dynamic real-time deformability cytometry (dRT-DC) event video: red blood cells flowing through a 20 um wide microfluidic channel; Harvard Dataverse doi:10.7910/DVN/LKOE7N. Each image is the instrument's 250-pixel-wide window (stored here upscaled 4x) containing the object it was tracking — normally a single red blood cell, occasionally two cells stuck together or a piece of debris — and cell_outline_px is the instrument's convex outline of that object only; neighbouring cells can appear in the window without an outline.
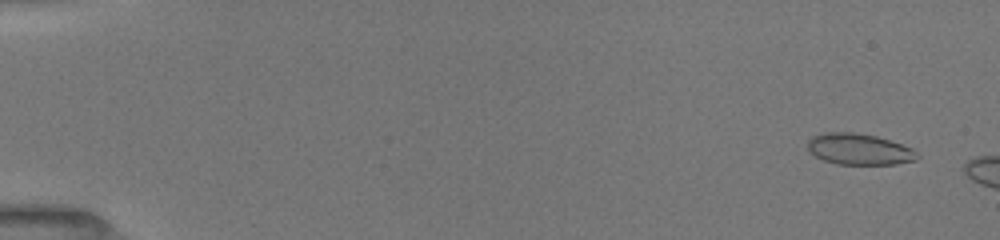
{"species": "common noctule bat (a hibernating species)", "species_latin": "Nyctalus noctula", "temperature_condition": "room temperature", "stored_images_in_passage": 12, "camera_frame_rate_fps": 3000, "um_per_image_px": 0.085, "animal": {"sex": "female", "body_mass_g": 19.5, "forearm_length_mm": 54.1}, "frame": {"image": 1, "passage_image": 3, "time_ms": 0.667, "image_size_px": [1000, 240], "cell_outline_px": [[920, 156], [916, 160], [896, 164], [836, 164], [824, 160], [816, 156], [808, 148], [808, 140], [812, 136], [824, 132], [856, 132], [876, 136], [912, 148]], "centroid_in_image_um": [73.03, 12.68], "position_along_channel_um": 12.0, "area_um2": 19.83}}